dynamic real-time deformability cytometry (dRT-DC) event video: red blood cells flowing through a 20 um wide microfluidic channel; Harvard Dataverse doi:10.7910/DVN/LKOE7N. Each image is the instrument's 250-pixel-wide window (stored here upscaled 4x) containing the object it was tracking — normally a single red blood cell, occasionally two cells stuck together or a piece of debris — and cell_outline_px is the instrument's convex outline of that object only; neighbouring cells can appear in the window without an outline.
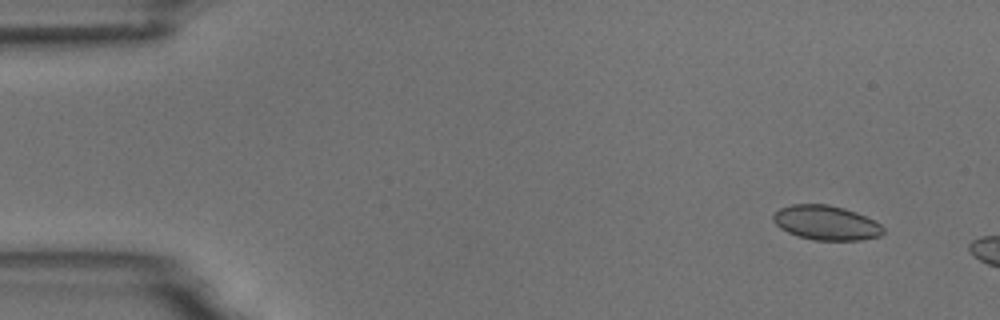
{"species": "common noctule bat (a hibernating species)", "species_latin": "Nyctalus noctula", "temperature_condition": "room temperature", "stored_images_in_passage": 3, "camera_frame_rate_fps": 3000, "um_per_image_px": 0.085, "animal": {"sex": "male", "body_mass_g": 18.8}, "frame": {"image": 1, "passage_image": 1, "time_ms": 0.0, "image_size_px": [1000, 320], "cell_outline_px": [[884, 232], [880, 236], [860, 240], [812, 240], [788, 232], [780, 228], [772, 220], [772, 216], [780, 208], [792, 204], [828, 204], [844, 208], [856, 212], [880, 224], [884, 228]], "centroid_in_image_um": [70.21, 18.93], "position_along_channel_um": 14.8, "area_um2": 22.02}}